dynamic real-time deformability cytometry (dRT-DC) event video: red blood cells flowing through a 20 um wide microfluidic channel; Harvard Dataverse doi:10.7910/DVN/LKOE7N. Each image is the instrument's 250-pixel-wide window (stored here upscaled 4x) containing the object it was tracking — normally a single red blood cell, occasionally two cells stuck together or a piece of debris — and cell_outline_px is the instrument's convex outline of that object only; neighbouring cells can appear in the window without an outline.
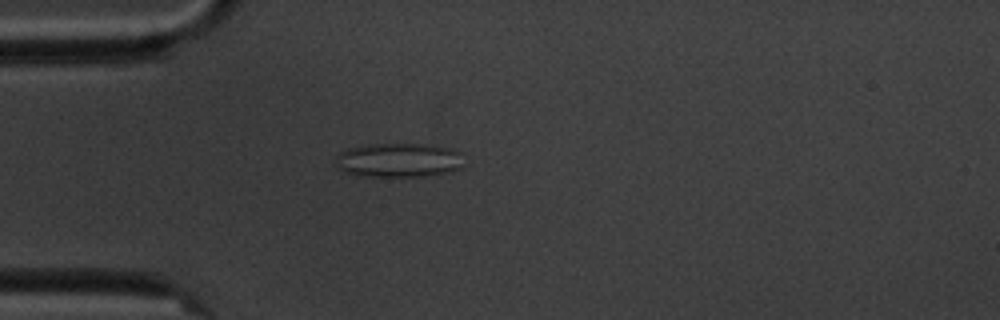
{"species": "common noctule bat (a hibernating species)", "species_latin": "Nyctalus noctula", "temperature_condition": "cold", "stored_images_in_passage": 13, "camera_frame_rate_fps": 3000, "um_per_image_px": 0.085, "animal": {"sex": "male", "body_mass_g": 20.1, "forearm_length_mm": 53.5}, "frame": {"image": 1, "passage_image": 4, "time_ms": 4.333, "image_size_px": [1000, 320], "cell_outline_px": [[464, 168], [448, 172], [424, 176], [372, 176], [344, 172], [336, 168], [336, 156], [340, 152], [348, 148], [368, 144], [432, 144], [448, 148], [460, 152], [464, 164]], "centroid_in_image_um": [33.91, 13.6], "position_along_channel_um": 51.1, "area_um2": 25.72}}
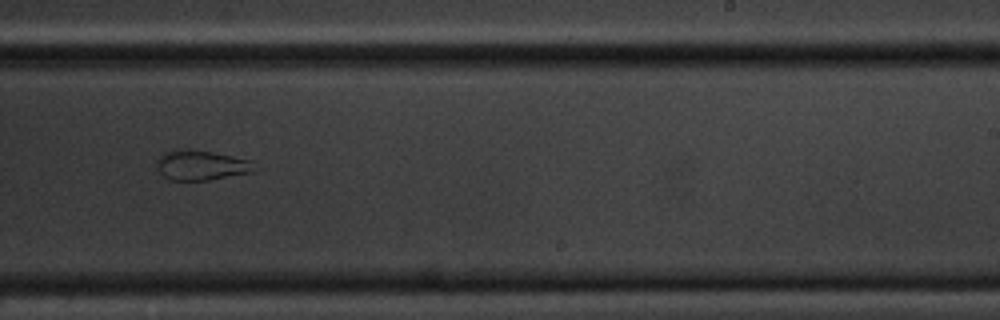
{"frame": {"image": 2, "passage_image": 10, "time_ms": 11.0, "image_size_px": [1000, 320], "cell_outline_px": [[256, 172], [208, 180], [168, 180], [156, 168], [156, 160], [164, 152], [172, 148], [188, 148], [212, 152], [252, 160]], "centroid_in_image_um": [17.08, 14.03], "position_along_channel_um": 271.9, "area_um2": 17.46}}
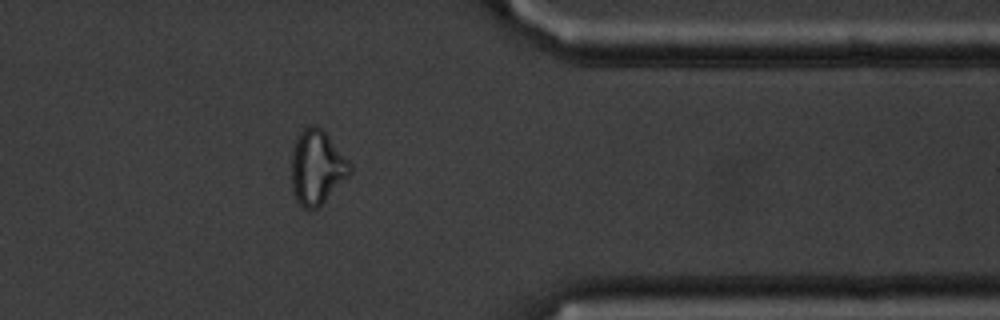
{"frame": {"image": 3, "passage_image": 13, "time_ms": 14.667, "image_size_px": [1000, 320], "cell_outline_px": [[352, 172], [316, 208], [304, 208], [296, 200], [292, 192], [292, 148], [300, 132], [308, 124], [316, 124], [328, 136], [352, 164]], "centroid_in_image_um": [26.92, 14.19], "position_along_channel_um": 384.5, "area_um2": 24.97}, "authors_computed_cell_mechanics": {"area_um2": 21.2126, "velocity_mm_per_s": 3.435, "shape_relaxation_time_tau1_ms": null, "shape_relaxation_time_tau2_ms": 1.8183, "deformation_change_tau1": null, "deformation_change_tau2": 0.0854}}